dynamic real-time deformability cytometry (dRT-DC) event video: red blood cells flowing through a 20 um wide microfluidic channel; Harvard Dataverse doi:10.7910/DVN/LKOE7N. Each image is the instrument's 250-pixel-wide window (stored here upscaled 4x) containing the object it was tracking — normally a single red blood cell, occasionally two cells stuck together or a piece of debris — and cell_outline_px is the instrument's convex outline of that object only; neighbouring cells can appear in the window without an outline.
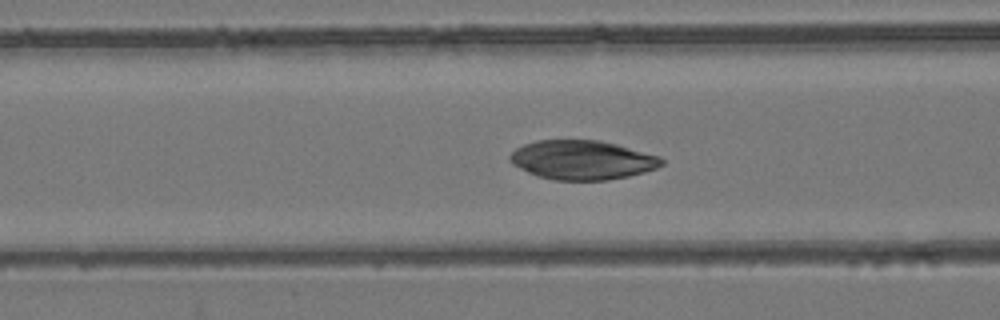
{"species": "common noctule bat (a hibernating species)", "species_latin": "Nyctalus noctula", "temperature_condition": "room temperature", "stored_images_in_passage": 42, "camera_frame_rate_fps": 3000, "um_per_image_px": 0.085, "animal": {"sex": "female", "body_mass_g": 24.6, "forearm_length_mm": 56.2}, "frame": {"image": 1, "passage_image": 13, "time_ms": 4.0, "image_size_px": [1000, 320], "cell_outline_px": [[664, 164], [656, 168], [644, 172], [628, 176], [608, 180], [552, 180], [536, 176], [512, 164], [508, 160], [508, 156], [516, 148], [524, 144], [536, 140], [600, 140], [616, 144], [660, 156], [664, 160]], "centroid_in_image_um": [49.47, 13.6], "position_along_channel_um": 117.1, "area_um2": 34.8}}
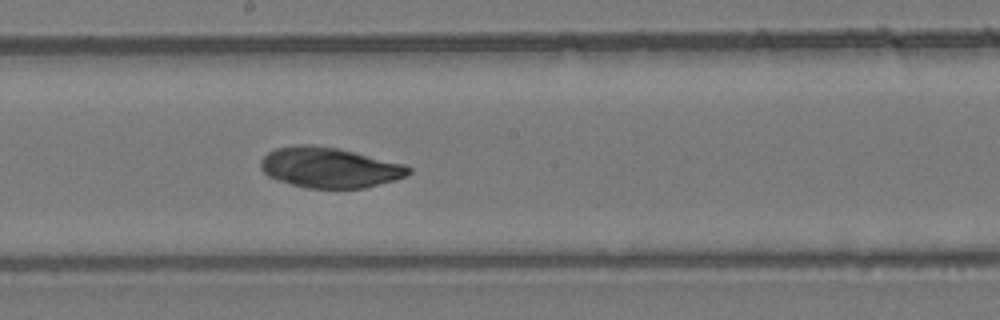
{"frame": {"image": 2, "passage_image": 21, "time_ms": 6.667, "image_size_px": [1000, 320], "cell_outline_px": [[412, 172], [404, 176], [392, 180], [364, 188], [308, 188], [276, 180], [268, 176], [260, 168], [260, 160], [268, 152], [276, 148], [296, 144], [312, 144], [336, 148], [404, 164], [412, 168]], "centroid_in_image_um": [27.95, 14.23], "position_along_channel_um": 220.2, "area_um2": 34.56}}
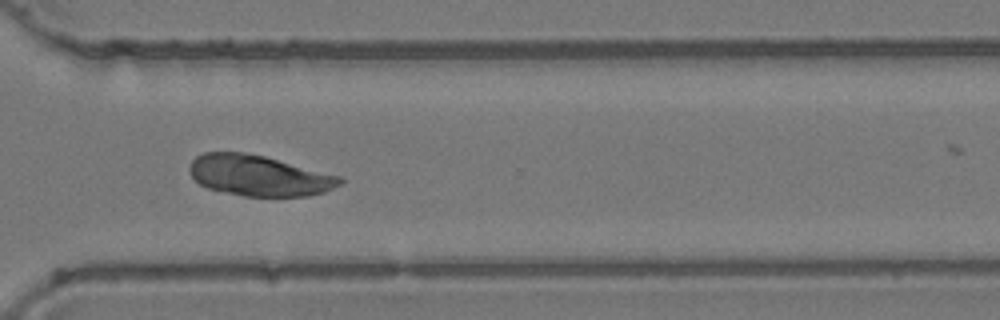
{"frame": {"image": 3, "passage_image": 31, "time_ms": 10.0, "image_size_px": [1000, 320], "cell_outline_px": [[344, 180], [340, 184], [324, 192], [308, 196], [244, 196], [208, 188], [200, 184], [192, 176], [188, 168], [192, 160], [196, 156], [204, 152], [244, 152], [264, 156], [340, 176]], "centroid_in_image_um": [21.99, 14.92], "position_along_channel_um": 348.6, "area_um2": 35.43}}